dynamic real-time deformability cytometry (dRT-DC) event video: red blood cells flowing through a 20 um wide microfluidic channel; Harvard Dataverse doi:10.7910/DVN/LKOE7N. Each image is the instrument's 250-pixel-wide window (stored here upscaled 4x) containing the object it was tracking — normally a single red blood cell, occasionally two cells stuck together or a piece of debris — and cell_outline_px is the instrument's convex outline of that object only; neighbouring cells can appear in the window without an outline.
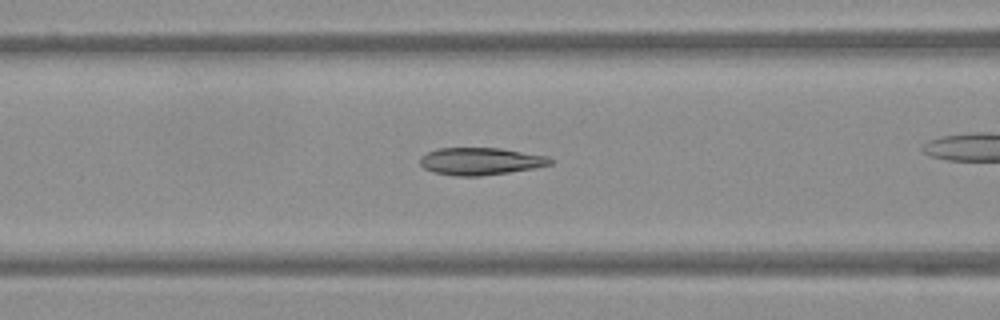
{"species": "Egyptian fruit bat (a non-hibernating species)", "species_latin": "Rousettus aegyptiacus", "temperature_condition": "warm", "stored_images_in_passage": 48, "camera_frame_rate_fps": 3000, "um_per_image_px": 0.085, "frame": {"image": 1, "passage_image": 15, "time_ms": 4.667, "image_size_px": [1000, 320], "cell_outline_px": [[552, 164], [532, 168], [508, 172], [480, 176], [456, 176], [436, 172], [424, 168], [420, 164], [420, 156], [436, 148], [500, 148], [548, 156], [552, 160]], "centroid_in_image_um": [40.82, 13.7], "position_along_channel_um": 125.8, "area_um2": 20.58}}
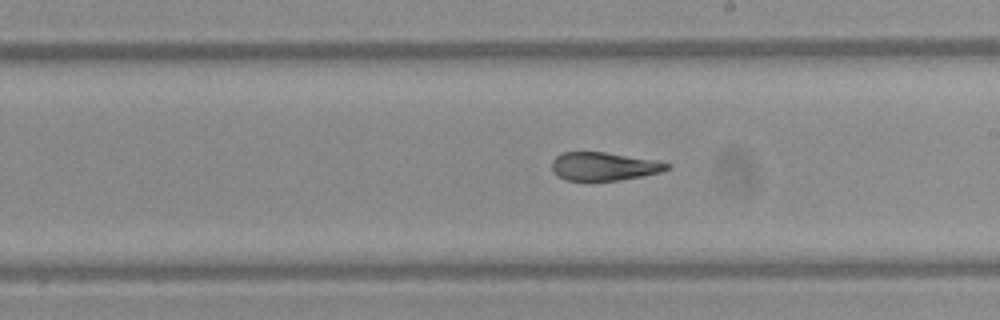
{"frame": {"image": 2, "passage_image": 24, "time_ms": 7.667, "image_size_px": [1000, 320], "cell_outline_px": [[672, 168], [660, 172], [620, 180], [564, 180], [556, 176], [552, 172], [552, 160], [556, 156], [564, 152], [604, 152], [656, 160], [672, 164]], "centroid_in_image_um": [51.32, 14.14], "position_along_channel_um": 237.7, "area_um2": 19.02}}
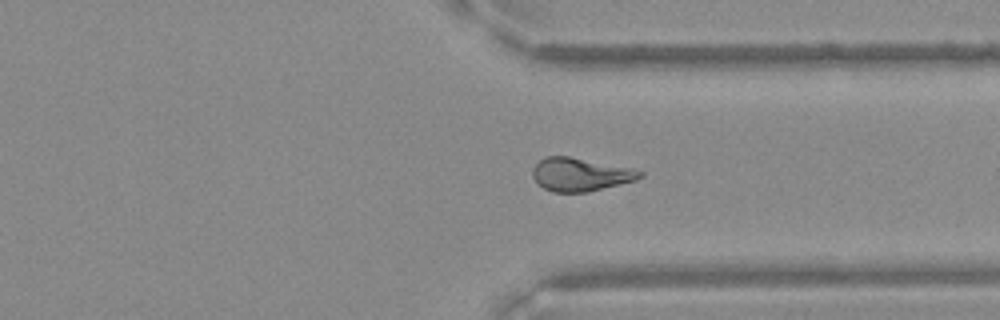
{"frame": {"image": 3, "passage_image": 34, "time_ms": 11.0, "image_size_px": [1000, 320], "cell_outline_px": [[644, 176], [636, 180], [588, 192], [552, 192], [544, 188], [532, 176], [532, 168], [544, 156], [568, 156], [636, 168], [644, 172]], "centroid_in_image_um": [49.37, 14.82], "position_along_channel_um": 362.0, "area_um2": 20.98}}